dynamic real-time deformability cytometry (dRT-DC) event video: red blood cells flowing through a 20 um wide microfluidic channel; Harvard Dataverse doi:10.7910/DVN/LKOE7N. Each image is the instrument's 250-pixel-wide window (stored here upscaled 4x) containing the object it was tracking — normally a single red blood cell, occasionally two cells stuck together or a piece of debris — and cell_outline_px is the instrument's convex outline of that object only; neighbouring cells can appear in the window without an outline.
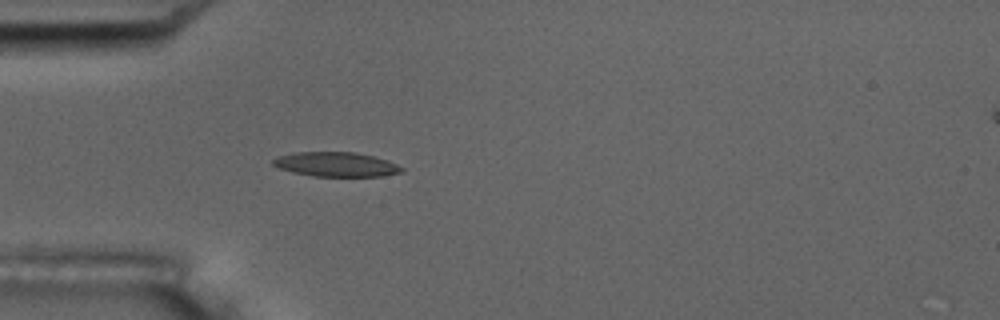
{"species": "common noctule bat (a hibernating species)", "species_latin": "Nyctalus noctula", "temperature_condition": "room temperature", "stored_images_in_passage": 2, "camera_frame_rate_fps": 3000, "um_per_image_px": 0.085, "animal": {"sex": "male", "body_mass_g": 17.5, "forearm_length_mm": 52.3}, "frame": {"image": 1, "passage_image": 2, "time_ms": 1.333, "image_size_px": [1000, 320], "cell_outline_px": [[404, 168], [400, 172], [380, 176], [316, 176], [292, 172], [280, 168], [272, 164], [272, 160], [280, 156], [296, 152], [352, 152], [372, 156], [388, 160]], "centroid_in_image_um": [28.56, 13.97], "position_along_channel_um": 56.4, "area_um2": 18.03}}